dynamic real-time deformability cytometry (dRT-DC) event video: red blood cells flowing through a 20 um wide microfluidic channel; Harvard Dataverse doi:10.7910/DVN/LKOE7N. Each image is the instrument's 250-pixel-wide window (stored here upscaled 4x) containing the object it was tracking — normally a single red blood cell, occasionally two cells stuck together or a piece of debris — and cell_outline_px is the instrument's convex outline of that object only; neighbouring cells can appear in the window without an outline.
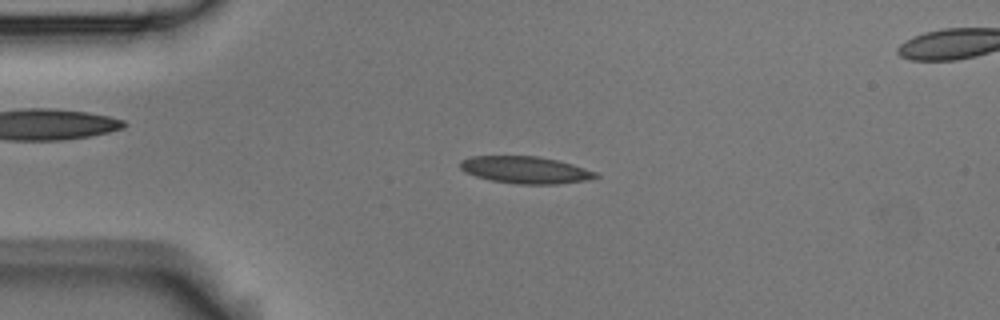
{"species": "Egyptian fruit bat (a non-hibernating species)", "species_latin": "Rousettus aegyptiacus", "temperature_condition": "room temperature", "stored_images_in_passage": 4, "segment_of_instrument_passage": [1, 2], "camera_frame_rate_fps": 3000, "um_per_image_px": 0.085, "animal": {"sex": "male"}, "frame": {"image": 1, "passage_image": 3, "time_ms": 0.667, "image_size_px": [1000, 320], "cell_outline_px": [[600, 176], [588, 180], [556, 184], [520, 184], [492, 180], [476, 176], [464, 172], [460, 168], [460, 160], [472, 156], [536, 156], [556, 160], [572, 164], [596, 172]], "centroid_in_image_um": [44.65, 14.44], "position_along_channel_um": 40.4, "area_um2": 21.21}}